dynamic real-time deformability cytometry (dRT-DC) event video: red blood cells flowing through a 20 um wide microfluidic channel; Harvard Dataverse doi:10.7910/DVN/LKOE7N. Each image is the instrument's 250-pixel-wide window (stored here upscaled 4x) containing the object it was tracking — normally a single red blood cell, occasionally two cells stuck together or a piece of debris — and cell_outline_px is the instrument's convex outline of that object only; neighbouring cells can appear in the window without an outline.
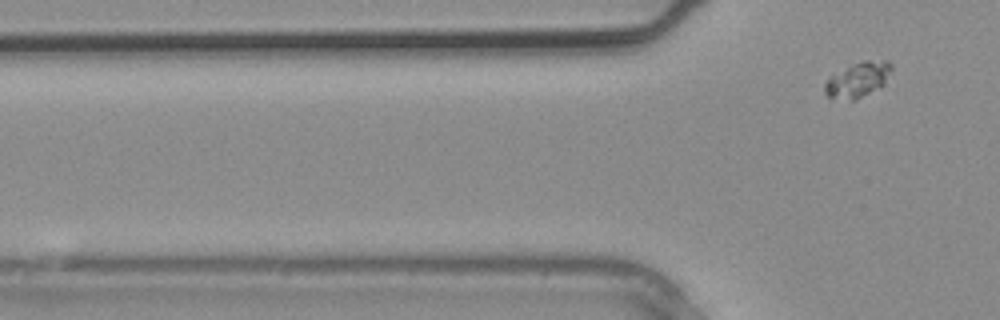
{"species": "common noctule bat (a hibernating species)", "species_latin": "Nyctalus noctula", "temperature_condition": "warm", "stored_images_in_passage": 3, "segment_of_instrument_passage": [2, 2], "camera_frame_rate_fps": 3000, "um_per_image_px": 0.085, "animal": {"sex": "male", "body_mass_g": 20.4}, "frame": {"image": 1, "passage_image": 3, "time_ms": 0.667, "image_size_px": [1000, 320], "cell_outline_px": [[892, 68], [884, 84], [856, 100], [852, 100], [828, 96], [824, 92], [824, 84], [832, 76], [864, 60], [888, 60], [892, 64]], "centroid_in_image_um": [72.97, 6.77], "position_along_channel_um": 52.8, "area_um2": 13.06}}